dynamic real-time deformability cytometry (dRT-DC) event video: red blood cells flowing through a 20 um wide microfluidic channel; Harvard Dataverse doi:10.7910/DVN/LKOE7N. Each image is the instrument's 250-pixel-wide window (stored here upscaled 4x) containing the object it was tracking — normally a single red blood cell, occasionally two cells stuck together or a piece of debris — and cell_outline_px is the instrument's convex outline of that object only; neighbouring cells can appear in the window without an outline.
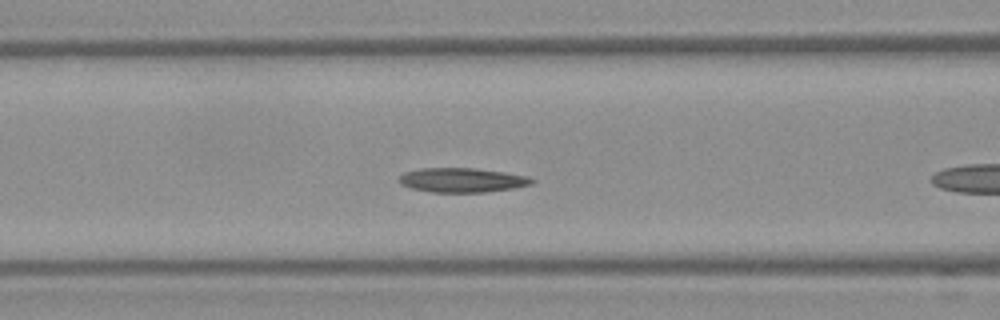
{"species": "Egyptian fruit bat (a non-hibernating species)", "species_latin": "Rousettus aegyptiacus", "temperature_condition": "warm", "stored_images_in_passage": 38, "camera_frame_rate_fps": 3000, "um_per_image_px": 0.085, "frame": {"image": 1, "passage_image": 13, "time_ms": 4.0, "image_size_px": [1000, 320], "cell_outline_px": [[536, 180], [532, 184], [512, 188], [484, 192], [432, 192], [412, 188], [400, 184], [396, 180], [404, 172], [420, 168], [476, 168], [504, 172], [528, 176]], "centroid_in_image_um": [39.26, 15.3], "position_along_channel_um": 127.3, "area_um2": 18.9}}
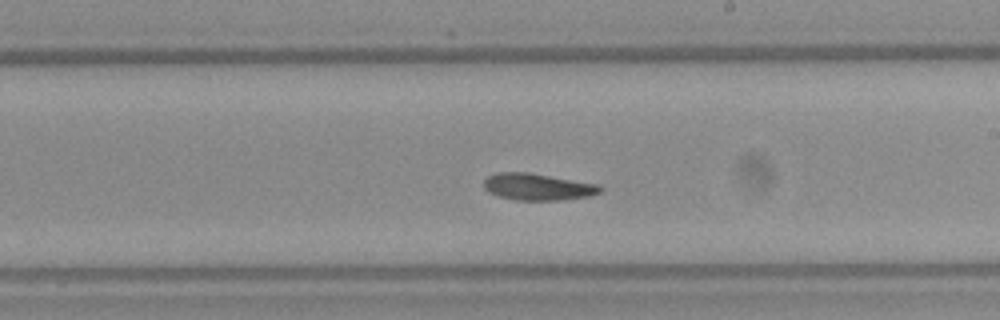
{"frame": {"image": 2, "passage_image": 20, "time_ms": 6.333, "image_size_px": [1000, 320], "cell_outline_px": [[604, 188], [600, 192], [588, 196], [564, 200], [516, 200], [500, 196], [488, 192], [484, 188], [484, 180], [488, 176], [496, 172], [528, 172], [600, 184]], "centroid_in_image_um": [45.72, 15.87], "position_along_channel_um": 243.3, "area_um2": 18.26}}
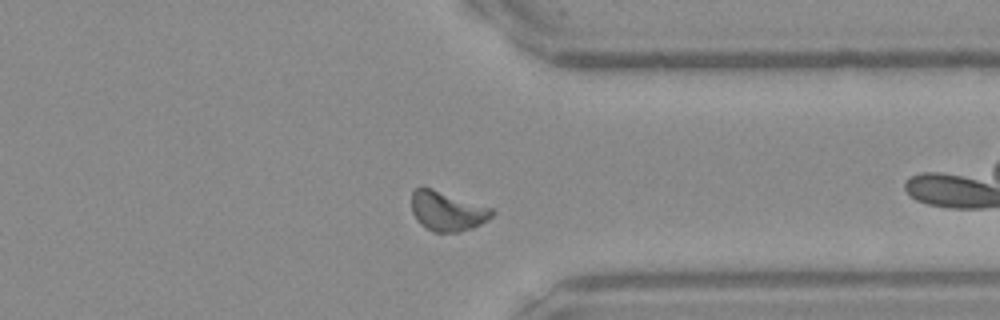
{"frame": {"image": 3, "passage_image": 28, "time_ms": 9.0, "image_size_px": [1000, 320], "cell_outline_px": [[496, 212], [492, 216], [480, 224], [472, 228], [460, 232], [432, 232], [420, 224], [416, 220], [412, 212], [412, 192], [420, 184], [492, 208]], "centroid_in_image_um": [37.98, 17.93], "position_along_channel_um": 373.4, "area_um2": 18.73}}